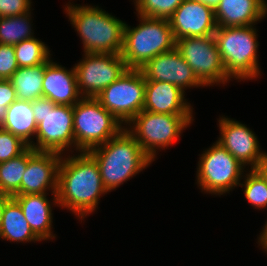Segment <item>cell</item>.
Segmentation results:
<instances>
[{
  "label": "cell",
  "instance_id": "e575fe53",
  "mask_svg": "<svg viewBox=\"0 0 267 266\" xmlns=\"http://www.w3.org/2000/svg\"><path fill=\"white\" fill-rule=\"evenodd\" d=\"M197 1H200L214 9L217 6L219 0H197Z\"/></svg>",
  "mask_w": 267,
  "mask_h": 266
},
{
  "label": "cell",
  "instance_id": "f546056e",
  "mask_svg": "<svg viewBox=\"0 0 267 266\" xmlns=\"http://www.w3.org/2000/svg\"><path fill=\"white\" fill-rule=\"evenodd\" d=\"M18 68L14 45L0 44V79L9 80Z\"/></svg>",
  "mask_w": 267,
  "mask_h": 266
},
{
  "label": "cell",
  "instance_id": "277c9868",
  "mask_svg": "<svg viewBox=\"0 0 267 266\" xmlns=\"http://www.w3.org/2000/svg\"><path fill=\"white\" fill-rule=\"evenodd\" d=\"M138 26L125 23L121 56L128 69H140L153 57L171 51L176 41L169 19L149 18L137 15Z\"/></svg>",
  "mask_w": 267,
  "mask_h": 266
},
{
  "label": "cell",
  "instance_id": "52a82bcc",
  "mask_svg": "<svg viewBox=\"0 0 267 266\" xmlns=\"http://www.w3.org/2000/svg\"><path fill=\"white\" fill-rule=\"evenodd\" d=\"M73 120V150L78 152L106 143L125 127L93 97H82L73 106Z\"/></svg>",
  "mask_w": 267,
  "mask_h": 266
},
{
  "label": "cell",
  "instance_id": "6da1fadb",
  "mask_svg": "<svg viewBox=\"0 0 267 266\" xmlns=\"http://www.w3.org/2000/svg\"><path fill=\"white\" fill-rule=\"evenodd\" d=\"M79 153L67 157L63 154L56 194L58 206L72 211L82 222L98 208L99 198L108 191L103 186L96 160L87 151Z\"/></svg>",
  "mask_w": 267,
  "mask_h": 266
},
{
  "label": "cell",
  "instance_id": "ffe728a7",
  "mask_svg": "<svg viewBox=\"0 0 267 266\" xmlns=\"http://www.w3.org/2000/svg\"><path fill=\"white\" fill-rule=\"evenodd\" d=\"M21 207L33 233L42 241L56 238L53 235V205L47 194H23L12 197Z\"/></svg>",
  "mask_w": 267,
  "mask_h": 266
},
{
  "label": "cell",
  "instance_id": "d6986e66",
  "mask_svg": "<svg viewBox=\"0 0 267 266\" xmlns=\"http://www.w3.org/2000/svg\"><path fill=\"white\" fill-rule=\"evenodd\" d=\"M267 0H219L214 8L217 27L252 26L267 15Z\"/></svg>",
  "mask_w": 267,
  "mask_h": 266
},
{
  "label": "cell",
  "instance_id": "e0dca14e",
  "mask_svg": "<svg viewBox=\"0 0 267 266\" xmlns=\"http://www.w3.org/2000/svg\"><path fill=\"white\" fill-rule=\"evenodd\" d=\"M176 85L146 80L143 110L173 115H193V107Z\"/></svg>",
  "mask_w": 267,
  "mask_h": 266
},
{
  "label": "cell",
  "instance_id": "4dcf8cb0",
  "mask_svg": "<svg viewBox=\"0 0 267 266\" xmlns=\"http://www.w3.org/2000/svg\"><path fill=\"white\" fill-rule=\"evenodd\" d=\"M31 0H0V17H12L30 12Z\"/></svg>",
  "mask_w": 267,
  "mask_h": 266
},
{
  "label": "cell",
  "instance_id": "83f0119b",
  "mask_svg": "<svg viewBox=\"0 0 267 266\" xmlns=\"http://www.w3.org/2000/svg\"><path fill=\"white\" fill-rule=\"evenodd\" d=\"M137 15L169 19L184 0H134Z\"/></svg>",
  "mask_w": 267,
  "mask_h": 266
},
{
  "label": "cell",
  "instance_id": "cb8c5ba5",
  "mask_svg": "<svg viewBox=\"0 0 267 266\" xmlns=\"http://www.w3.org/2000/svg\"><path fill=\"white\" fill-rule=\"evenodd\" d=\"M31 11L12 17H0V44L16 45L33 38Z\"/></svg>",
  "mask_w": 267,
  "mask_h": 266
},
{
  "label": "cell",
  "instance_id": "1f68e13d",
  "mask_svg": "<svg viewBox=\"0 0 267 266\" xmlns=\"http://www.w3.org/2000/svg\"><path fill=\"white\" fill-rule=\"evenodd\" d=\"M17 100L10 80H0V127L3 125L8 107Z\"/></svg>",
  "mask_w": 267,
  "mask_h": 266
},
{
  "label": "cell",
  "instance_id": "d6a6232c",
  "mask_svg": "<svg viewBox=\"0 0 267 266\" xmlns=\"http://www.w3.org/2000/svg\"><path fill=\"white\" fill-rule=\"evenodd\" d=\"M262 230L263 231L260 233L258 237L259 238L258 243H259V246H262V249H264V251L267 253V221Z\"/></svg>",
  "mask_w": 267,
  "mask_h": 266
},
{
  "label": "cell",
  "instance_id": "836d02e7",
  "mask_svg": "<svg viewBox=\"0 0 267 266\" xmlns=\"http://www.w3.org/2000/svg\"><path fill=\"white\" fill-rule=\"evenodd\" d=\"M12 197L7 195V194H3L0 193V224H1V220H2V214H3V210L5 207V204L11 199Z\"/></svg>",
  "mask_w": 267,
  "mask_h": 266
},
{
  "label": "cell",
  "instance_id": "484cf974",
  "mask_svg": "<svg viewBox=\"0 0 267 266\" xmlns=\"http://www.w3.org/2000/svg\"><path fill=\"white\" fill-rule=\"evenodd\" d=\"M245 175L242 177L244 182H240L239 186L244 187L246 200L256 209H266L267 174L260 168L250 169Z\"/></svg>",
  "mask_w": 267,
  "mask_h": 266
},
{
  "label": "cell",
  "instance_id": "9a60e30c",
  "mask_svg": "<svg viewBox=\"0 0 267 266\" xmlns=\"http://www.w3.org/2000/svg\"><path fill=\"white\" fill-rule=\"evenodd\" d=\"M140 70L145 80L168 82L183 92L187 88L204 87L176 48L153 57Z\"/></svg>",
  "mask_w": 267,
  "mask_h": 266
},
{
  "label": "cell",
  "instance_id": "7c38bea8",
  "mask_svg": "<svg viewBox=\"0 0 267 266\" xmlns=\"http://www.w3.org/2000/svg\"><path fill=\"white\" fill-rule=\"evenodd\" d=\"M74 67L79 93L91 98H96L128 69L121 54L112 53H84Z\"/></svg>",
  "mask_w": 267,
  "mask_h": 266
},
{
  "label": "cell",
  "instance_id": "3957f363",
  "mask_svg": "<svg viewBox=\"0 0 267 266\" xmlns=\"http://www.w3.org/2000/svg\"><path fill=\"white\" fill-rule=\"evenodd\" d=\"M64 9L82 40L84 53L121 54L125 22L96 5L70 2Z\"/></svg>",
  "mask_w": 267,
  "mask_h": 266
},
{
  "label": "cell",
  "instance_id": "9c48e42d",
  "mask_svg": "<svg viewBox=\"0 0 267 266\" xmlns=\"http://www.w3.org/2000/svg\"><path fill=\"white\" fill-rule=\"evenodd\" d=\"M197 166V183L199 189L211 195H223L239 186L246 167L235 159L217 141L205 150ZM234 187V188H233Z\"/></svg>",
  "mask_w": 267,
  "mask_h": 266
},
{
  "label": "cell",
  "instance_id": "8fae6325",
  "mask_svg": "<svg viewBox=\"0 0 267 266\" xmlns=\"http://www.w3.org/2000/svg\"><path fill=\"white\" fill-rule=\"evenodd\" d=\"M175 48L204 86L220 83L224 86L231 80L222 63L214 35L181 38L176 40Z\"/></svg>",
  "mask_w": 267,
  "mask_h": 266
},
{
  "label": "cell",
  "instance_id": "4316f807",
  "mask_svg": "<svg viewBox=\"0 0 267 266\" xmlns=\"http://www.w3.org/2000/svg\"><path fill=\"white\" fill-rule=\"evenodd\" d=\"M14 50L19 67L37 66L51 57L46 44L35 37L14 45Z\"/></svg>",
  "mask_w": 267,
  "mask_h": 266
},
{
  "label": "cell",
  "instance_id": "5bb4252c",
  "mask_svg": "<svg viewBox=\"0 0 267 266\" xmlns=\"http://www.w3.org/2000/svg\"><path fill=\"white\" fill-rule=\"evenodd\" d=\"M61 158L62 154L35 151L28 147L26 172L23 174L20 190L15 195L48 194V190H51L52 203L58 206L56 193Z\"/></svg>",
  "mask_w": 267,
  "mask_h": 266
},
{
  "label": "cell",
  "instance_id": "5b68a950",
  "mask_svg": "<svg viewBox=\"0 0 267 266\" xmlns=\"http://www.w3.org/2000/svg\"><path fill=\"white\" fill-rule=\"evenodd\" d=\"M255 26L217 27L214 38L227 75L251 80L261 71L258 63L257 31Z\"/></svg>",
  "mask_w": 267,
  "mask_h": 266
},
{
  "label": "cell",
  "instance_id": "2e32d148",
  "mask_svg": "<svg viewBox=\"0 0 267 266\" xmlns=\"http://www.w3.org/2000/svg\"><path fill=\"white\" fill-rule=\"evenodd\" d=\"M169 22L175 41L185 37L212 36L217 29L214 9L197 0H184Z\"/></svg>",
  "mask_w": 267,
  "mask_h": 266
},
{
  "label": "cell",
  "instance_id": "44dd1931",
  "mask_svg": "<svg viewBox=\"0 0 267 266\" xmlns=\"http://www.w3.org/2000/svg\"><path fill=\"white\" fill-rule=\"evenodd\" d=\"M0 128L11 132L29 147H32L34 143L32 140L37 131V124L31 101L15 100L8 107L4 123Z\"/></svg>",
  "mask_w": 267,
  "mask_h": 266
},
{
  "label": "cell",
  "instance_id": "8992f818",
  "mask_svg": "<svg viewBox=\"0 0 267 266\" xmlns=\"http://www.w3.org/2000/svg\"><path fill=\"white\" fill-rule=\"evenodd\" d=\"M31 105L37 124L35 151L65 154L75 148L73 106L56 105L46 97L31 101Z\"/></svg>",
  "mask_w": 267,
  "mask_h": 266
},
{
  "label": "cell",
  "instance_id": "ac0fdd59",
  "mask_svg": "<svg viewBox=\"0 0 267 266\" xmlns=\"http://www.w3.org/2000/svg\"><path fill=\"white\" fill-rule=\"evenodd\" d=\"M42 97L56 105L74 106L81 98L76 81L75 67L71 70L51 60L44 70Z\"/></svg>",
  "mask_w": 267,
  "mask_h": 266
},
{
  "label": "cell",
  "instance_id": "f1b7e54d",
  "mask_svg": "<svg viewBox=\"0 0 267 266\" xmlns=\"http://www.w3.org/2000/svg\"><path fill=\"white\" fill-rule=\"evenodd\" d=\"M28 147L20 138L0 128V163L19 156Z\"/></svg>",
  "mask_w": 267,
  "mask_h": 266
},
{
  "label": "cell",
  "instance_id": "30bf717a",
  "mask_svg": "<svg viewBox=\"0 0 267 266\" xmlns=\"http://www.w3.org/2000/svg\"><path fill=\"white\" fill-rule=\"evenodd\" d=\"M146 80L140 69H127L96 99L123 126L143 110Z\"/></svg>",
  "mask_w": 267,
  "mask_h": 266
},
{
  "label": "cell",
  "instance_id": "ba28073f",
  "mask_svg": "<svg viewBox=\"0 0 267 266\" xmlns=\"http://www.w3.org/2000/svg\"><path fill=\"white\" fill-rule=\"evenodd\" d=\"M193 120V115L159 114L142 110L125 128L155 161L156 151L176 143L180 134Z\"/></svg>",
  "mask_w": 267,
  "mask_h": 266
},
{
  "label": "cell",
  "instance_id": "d4e9b609",
  "mask_svg": "<svg viewBox=\"0 0 267 266\" xmlns=\"http://www.w3.org/2000/svg\"><path fill=\"white\" fill-rule=\"evenodd\" d=\"M27 167V149L19 156L0 163V193L13 197L21 187Z\"/></svg>",
  "mask_w": 267,
  "mask_h": 266
},
{
  "label": "cell",
  "instance_id": "7402d4cb",
  "mask_svg": "<svg viewBox=\"0 0 267 266\" xmlns=\"http://www.w3.org/2000/svg\"><path fill=\"white\" fill-rule=\"evenodd\" d=\"M0 238L19 243L41 241L31 230L20 205L13 198L5 204L3 210Z\"/></svg>",
  "mask_w": 267,
  "mask_h": 266
},
{
  "label": "cell",
  "instance_id": "d590c367",
  "mask_svg": "<svg viewBox=\"0 0 267 266\" xmlns=\"http://www.w3.org/2000/svg\"><path fill=\"white\" fill-rule=\"evenodd\" d=\"M261 169L267 174V162L261 167Z\"/></svg>",
  "mask_w": 267,
  "mask_h": 266
},
{
  "label": "cell",
  "instance_id": "603a6c76",
  "mask_svg": "<svg viewBox=\"0 0 267 266\" xmlns=\"http://www.w3.org/2000/svg\"><path fill=\"white\" fill-rule=\"evenodd\" d=\"M51 61L32 67H19L9 79L15 89L17 100L34 101L42 97L45 66Z\"/></svg>",
  "mask_w": 267,
  "mask_h": 266
},
{
  "label": "cell",
  "instance_id": "4fadbf2b",
  "mask_svg": "<svg viewBox=\"0 0 267 266\" xmlns=\"http://www.w3.org/2000/svg\"><path fill=\"white\" fill-rule=\"evenodd\" d=\"M221 144L242 166L260 169L267 162V153L261 151L254 131L245 124L222 116L218 120Z\"/></svg>",
  "mask_w": 267,
  "mask_h": 266
},
{
  "label": "cell",
  "instance_id": "7a4b0ae2",
  "mask_svg": "<svg viewBox=\"0 0 267 266\" xmlns=\"http://www.w3.org/2000/svg\"><path fill=\"white\" fill-rule=\"evenodd\" d=\"M97 162L108 192L145 170L153 160L124 127L116 136L87 151Z\"/></svg>",
  "mask_w": 267,
  "mask_h": 266
}]
</instances>
